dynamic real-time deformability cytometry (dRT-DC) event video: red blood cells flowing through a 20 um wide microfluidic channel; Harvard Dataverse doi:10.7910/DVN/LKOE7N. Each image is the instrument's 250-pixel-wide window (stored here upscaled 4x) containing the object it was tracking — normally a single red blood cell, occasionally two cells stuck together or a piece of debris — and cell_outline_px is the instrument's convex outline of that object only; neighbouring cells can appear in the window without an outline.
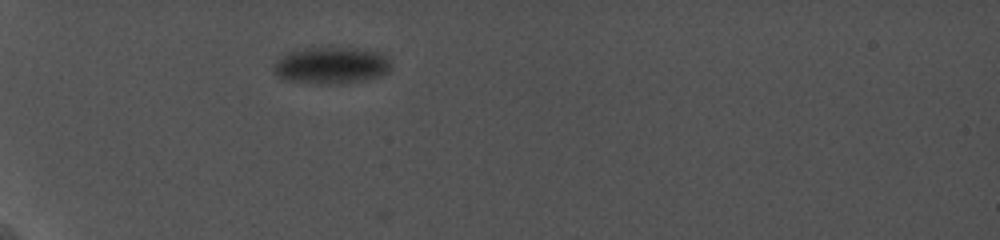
{"species": "common noctule bat (a hibernating species)", "species_latin": "Nyctalus noctula", "temperature_condition": "cold", "stored_images_in_passage": 2, "camera_frame_rate_fps": 5000, "um_per_image_px": 0.085, "animal": {"sex": "female", "body_mass_g": 19.0, "forearm_length_mm": 56.7}, "frame": {"image": 1, "passage_image": 1, "time_ms": 0.0, "image_size_px": [1000, 240], "cell_outline_px": [[392, 68], [388, 72], [380, 76], [364, 80], [340, 84], [316, 84], [284, 80], [276, 76], [272, 72], [272, 64], [280, 56], [288, 52], [328, 44], [380, 52], [392, 64]], "centroid_in_image_um": [28.11, 5.54], "position_along_channel_um": 56.9, "area_um2": 26.18}}